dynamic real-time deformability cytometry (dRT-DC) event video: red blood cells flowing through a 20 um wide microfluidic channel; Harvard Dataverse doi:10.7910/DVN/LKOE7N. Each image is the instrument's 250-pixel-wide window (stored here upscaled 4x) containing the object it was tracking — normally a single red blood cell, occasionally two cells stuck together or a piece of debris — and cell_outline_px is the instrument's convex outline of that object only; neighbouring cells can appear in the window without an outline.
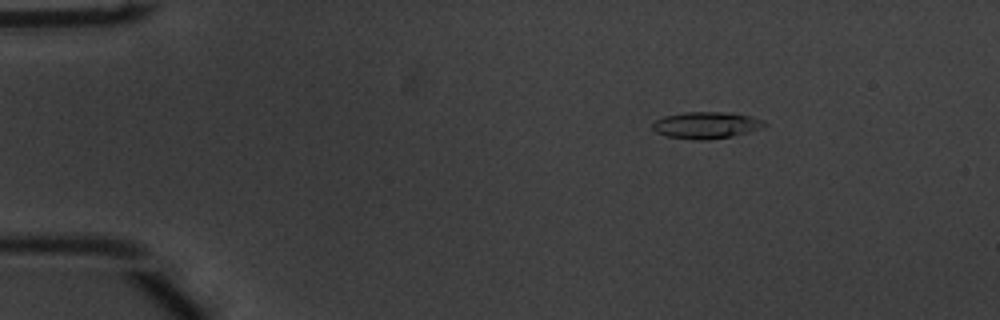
{"species": "common noctule bat (a hibernating species)", "species_latin": "Nyctalus noctula", "temperature_condition": "warm", "stored_images_in_passage": 53, "camera_frame_rate_fps": 3000, "um_per_image_px": 0.085, "animal": {"sex": "male", "body_mass_g": 20.1, "forearm_length_mm": 53.5}, "frame": {"image": 1, "passage_image": 8, "time_ms": 2.333, "image_size_px": [1000, 320], "cell_outline_px": [[768, 124], [760, 128], [748, 132], [732, 136], [708, 140], [696, 140], [664, 136], [656, 132], [652, 128], [652, 120], [664, 116], [684, 112], [720, 112], [748, 116], [764, 120]], "centroid_in_image_um": [59.96, 10.65], "position_along_channel_um": 25.0, "area_um2": 17.46}}
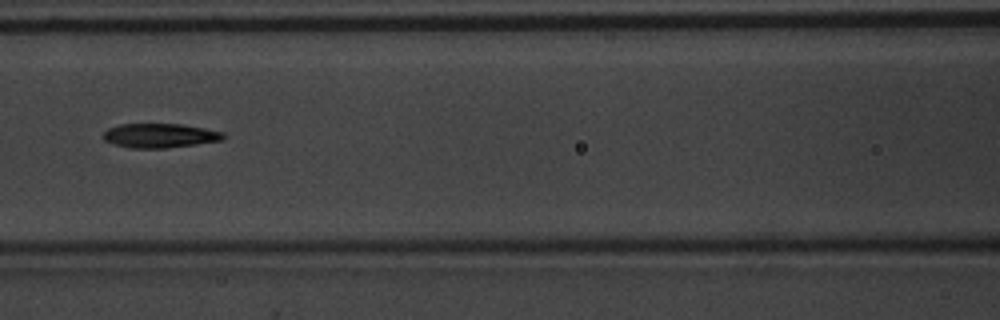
{"frame": {"image": 2, "passage_image": 24, "time_ms": 7.667, "image_size_px": [1000, 320], "cell_outline_px": [[224, 140], [196, 144], [164, 148], [128, 148], [112, 144], [104, 140], [104, 132], [108, 128], [120, 124], [180, 124], [204, 128], [224, 132]], "centroid_in_image_um": [13.57, 11.53], "position_along_channel_um": 153.0, "area_um2": 16.99}}
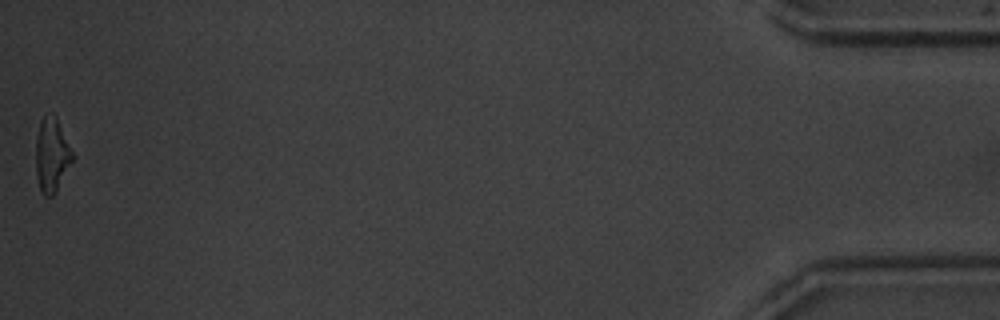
{"frame": {"image": 3, "passage_image": 53, "time_ms": 17.333, "image_size_px": [1000, 320], "cell_outline_px": [[72, 160], [52, 196], [44, 196], [40, 188], [36, 176], [36, 136], [40, 120], [44, 116], [56, 116], [72, 152]], "centroid_in_image_um": [4.36, 13.16], "position_along_channel_um": 430.8, "area_um2": 15.2}, "authors_computed_cell_mechanics": {"area_um2": 16.9354, "velocity_mm_per_s": 3.8237, "shape_relaxation_time_tau1_ms": 3.7363, "shape_relaxation_time_tau2_ms": 4.9805, "deformation_change_tau1": 0.1733, "deformation_change_tau2": 0.1599}}